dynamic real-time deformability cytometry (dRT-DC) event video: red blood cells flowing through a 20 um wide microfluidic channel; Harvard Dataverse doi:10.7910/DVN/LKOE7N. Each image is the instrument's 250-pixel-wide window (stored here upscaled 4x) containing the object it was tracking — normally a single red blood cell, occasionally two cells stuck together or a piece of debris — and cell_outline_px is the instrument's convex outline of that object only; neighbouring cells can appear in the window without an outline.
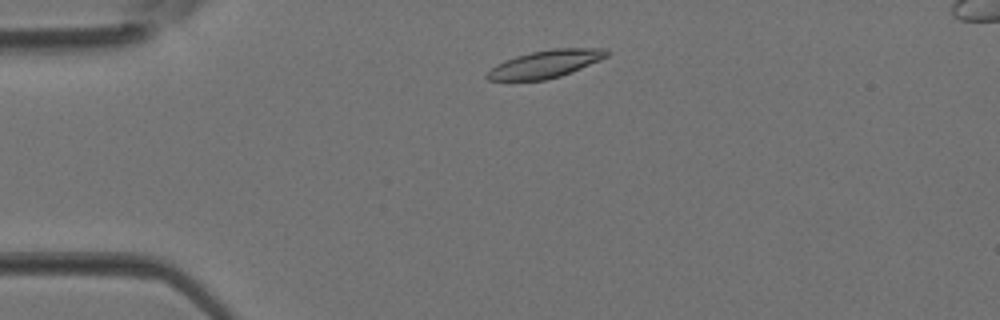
{"species": "Egyptian fruit bat (a non-hibernating species)", "species_latin": "Rousettus aegyptiacus", "temperature_condition": "room temperature", "stored_images_in_passage": 31, "camera_frame_rate_fps": 3000, "um_per_image_px": 0.085, "animal": {"sex": "female"}, "frame": {"image": 1, "passage_image": 4, "time_ms": 1.0, "image_size_px": [1000, 320], "cell_outline_px": [[612, 52], [608, 56], [600, 60], [572, 72], [560, 76], [544, 80], [488, 80], [484, 76], [496, 64], [504, 60], [516, 56], [532, 52], [552, 48], [608, 48]], "centroid_in_image_um": [46.41, 5.42], "position_along_channel_um": 38.6, "area_um2": 19.31}}
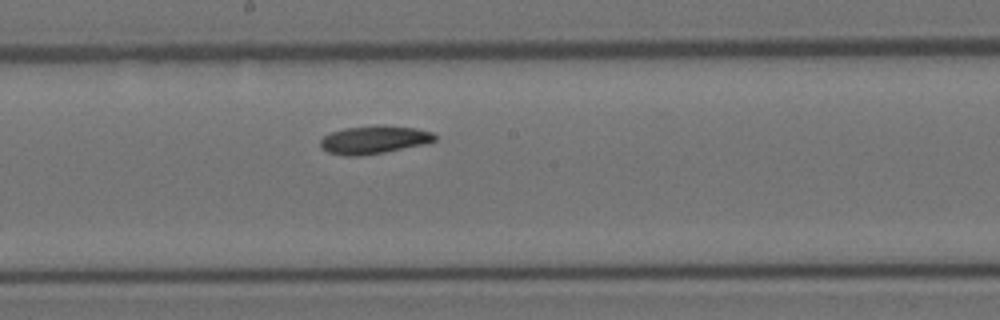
{"frame": {"image": 2, "passage_image": 16, "time_ms": 5.0, "image_size_px": [1000, 320], "cell_outline_px": [[436, 140], [424, 144], [384, 152], [360, 156], [344, 156], [328, 152], [320, 148], [320, 140], [324, 136], [332, 132], [344, 128], [376, 124], [384, 124], [416, 128], [432, 132], [436, 136]], "centroid_in_image_um": [31.78, 11.86], "position_along_channel_um": 216.4, "area_um2": 18.96}}
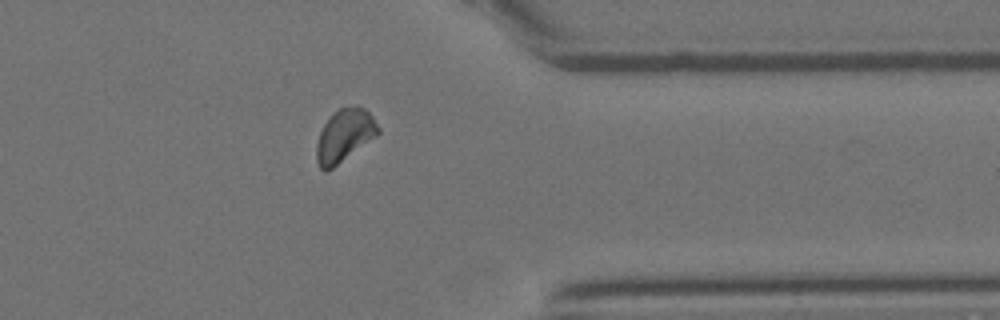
{"frame": {"image": 3, "passage_image": 26, "time_ms": 8.333, "image_size_px": [1000, 320], "cell_outline_px": [[380, 132], [376, 136], [332, 168], [324, 172], [320, 168], [316, 160], [316, 144], [320, 132], [324, 124], [340, 108], [356, 104], [364, 108], [372, 116], [380, 128]], "centroid_in_image_um": [29.28, 11.51], "position_along_channel_um": 382.1, "area_um2": 18.67}}